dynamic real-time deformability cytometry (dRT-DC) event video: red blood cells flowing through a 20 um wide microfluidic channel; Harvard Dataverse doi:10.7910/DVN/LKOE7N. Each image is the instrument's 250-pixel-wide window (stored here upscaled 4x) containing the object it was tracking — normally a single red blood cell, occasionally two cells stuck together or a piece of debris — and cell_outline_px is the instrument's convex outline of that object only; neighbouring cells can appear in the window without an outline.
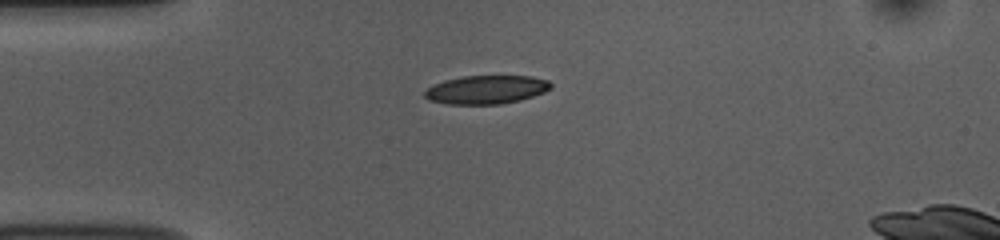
{"species": "common noctule bat (a hibernating species)", "species_latin": "Nyctalus noctula", "temperature_condition": "room temperature", "stored_images_in_passage": 42, "segment_of_instrument_passage": [1, 2], "camera_frame_rate_fps": 3000, "um_per_image_px": 0.085, "animal": {"sex": "female", "body_mass_g": 10.0, "forearm_length_mm": 53.1}, "frame": {"image": 1, "passage_image": 1, "time_ms": 0.0, "image_size_px": [1000, 240], "cell_outline_px": [[552, 88], [544, 92], [520, 100], [500, 104], [448, 104], [428, 100], [424, 96], [424, 92], [428, 88], [444, 80], [464, 76], [532, 76], [548, 80], [552, 84]], "centroid_in_image_um": [41.35, 7.62], "position_along_channel_um": 43.6, "area_um2": 20.92}}
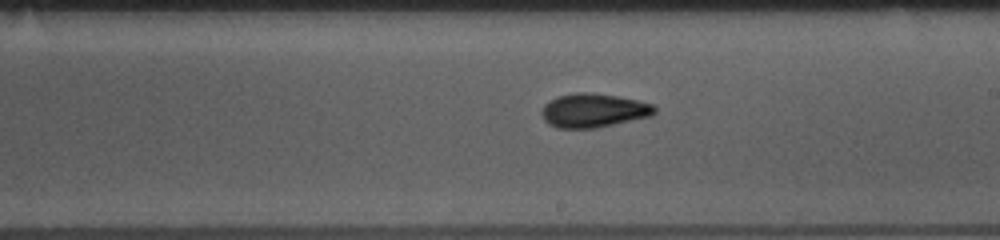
{"frame": {"image": 2, "passage_image": 18, "time_ms": 5.667, "image_size_px": [1000, 240], "cell_outline_px": [[656, 112], [652, 116], [596, 128], [556, 128], [548, 124], [544, 120], [540, 112], [544, 104], [548, 100], [556, 96], [576, 92], [592, 92], [640, 100], [652, 104], [656, 108]], "centroid_in_image_um": [50.43, 9.38], "position_along_channel_um": 238.6, "area_um2": 22.66}}
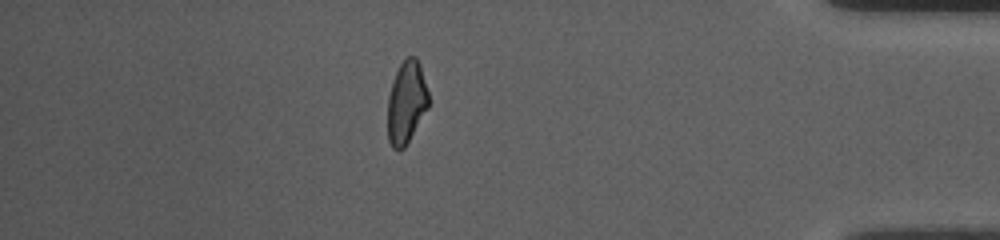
{"frame": {"image": 3, "passage_image": 34, "time_ms": 11.0, "image_size_px": [1000, 240], "cell_outline_px": [[428, 108], [404, 148], [392, 148], [388, 140], [388, 96], [392, 80], [400, 64], [408, 56], [416, 56], [420, 64], [428, 92]], "centroid_in_image_um": [34.54, 8.68], "position_along_channel_um": 400.7, "area_um2": 19.54}}